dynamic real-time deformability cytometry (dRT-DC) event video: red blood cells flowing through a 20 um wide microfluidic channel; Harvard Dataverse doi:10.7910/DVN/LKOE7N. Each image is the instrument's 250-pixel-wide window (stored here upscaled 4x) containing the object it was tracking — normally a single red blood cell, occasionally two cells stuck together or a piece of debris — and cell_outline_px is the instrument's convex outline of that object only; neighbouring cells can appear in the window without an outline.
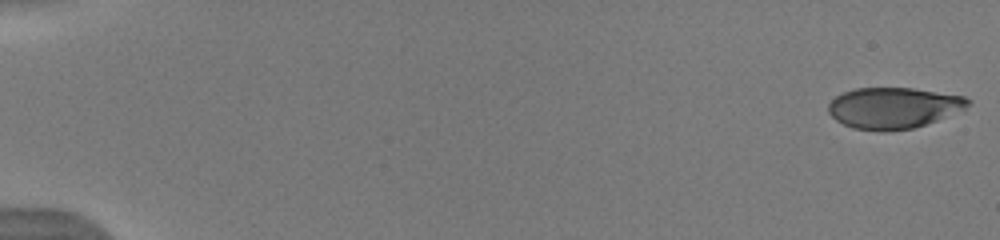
{"species": "human", "species_latin": "Homo sapiens", "temperature_condition": "warm", "stored_images_in_passage": 52, "camera_frame_rate_fps": 3000, "um_per_image_px": 0.085, "donor": {"sex": "male"}, "frame": {"image": 1, "passage_image": 1, "time_ms": 0.0, "image_size_px": [1000, 240], "cell_outline_px": [[972, 104], [964, 108], [936, 120], [912, 128], [852, 128], [836, 120], [828, 112], [828, 104], [836, 96], [844, 92], [856, 88], [912, 88], [964, 96], [972, 100]], "centroid_in_image_um": [75.95, 9.12], "position_along_channel_um": 9.1, "area_um2": 32.37}}
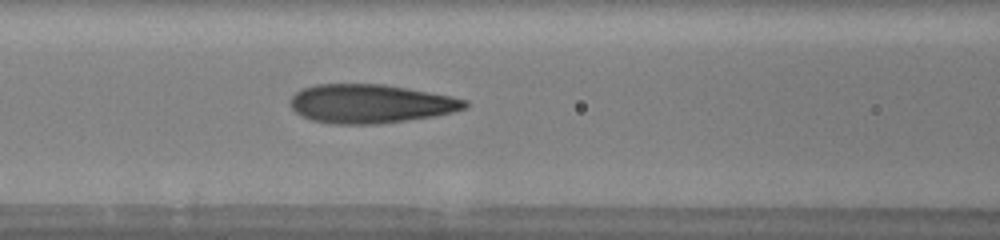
{"frame": {"image": 2, "passage_image": 24, "time_ms": 7.667, "image_size_px": [1000, 240], "cell_outline_px": [[468, 108], [436, 116], [376, 124], [332, 124], [312, 120], [296, 112], [292, 108], [288, 100], [296, 92], [304, 88], [316, 84], [384, 84], [408, 88], [452, 96], [468, 100]], "centroid_in_image_um": [31.51, 8.81], "position_along_channel_um": 135.1, "area_um2": 39.59}}
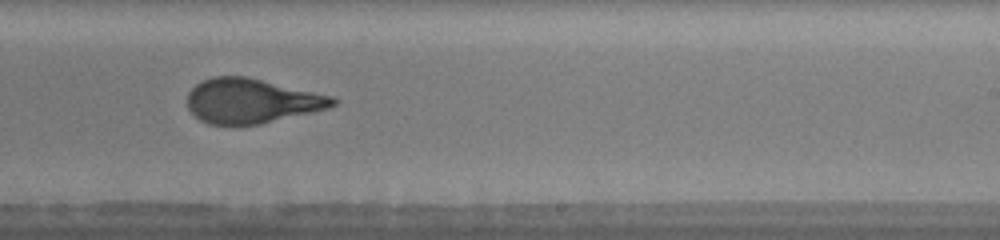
{"frame": {"image": 3, "passage_image": 34, "time_ms": 11.0, "image_size_px": [1000, 240], "cell_outline_px": [[340, 100], [332, 108], [260, 124], [208, 124], [200, 120], [188, 108], [188, 92], [200, 80], [212, 76], [244, 76], [332, 96]], "centroid_in_image_um": [21.4, 8.58], "position_along_channel_um": 267.6, "area_um2": 37.74}, "authors_computed_cell_mechanics": {"area_um2": 37.57, "velocity_mm_per_s": 3.9869, "shape_relaxation_time_tau1_ms": 4.7866, "shape_relaxation_time_tau2_ms": 0.8676, "deformation_change_tau1": 0.2343, "deformation_change_tau2": 0.0927}}